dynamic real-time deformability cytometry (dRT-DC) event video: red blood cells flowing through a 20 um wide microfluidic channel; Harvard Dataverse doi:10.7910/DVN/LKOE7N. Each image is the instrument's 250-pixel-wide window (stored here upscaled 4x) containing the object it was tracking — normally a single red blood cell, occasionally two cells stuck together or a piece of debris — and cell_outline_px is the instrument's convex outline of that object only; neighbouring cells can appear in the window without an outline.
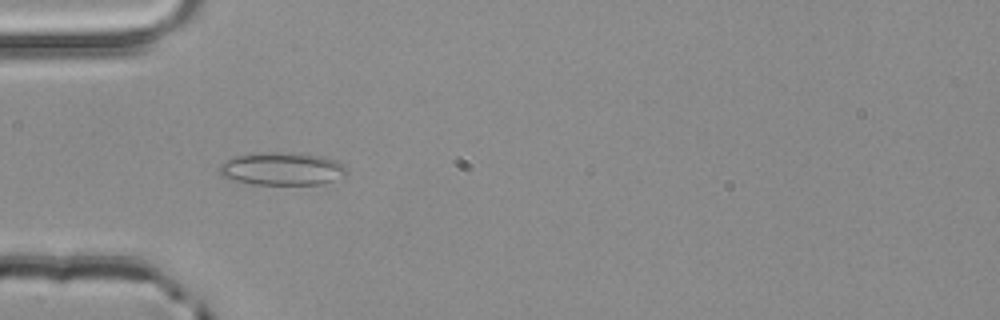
{"species": "common noctule bat (a hibernating species)", "species_latin": "Nyctalus noctula", "temperature_condition": "room temperature", "stored_images_in_passage": 3, "camera_frame_rate_fps": 3000, "um_per_image_px": 0.085, "animal": {"sex": "male", "body_mass_g": 20.4}, "frame": {"image": 1, "passage_image": 2, "time_ms": 0.333, "image_size_px": [1000, 320], "cell_outline_px": [[348, 172], [344, 176], [324, 184], [252, 184], [220, 176], [216, 172], [220, 164], [236, 156], [252, 152], [280, 152], [324, 156], [336, 160], [344, 164]], "centroid_in_image_um": [23.97, 14.34], "position_along_channel_um": 61.0, "area_um2": 24.62}}
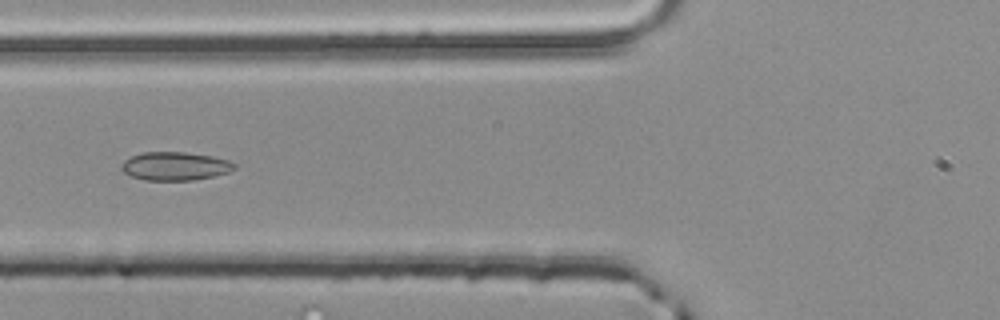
{"frame": {"image": 2, "passage_image": 3, "time_ms": 0.667, "image_size_px": [1000, 320], "cell_outline_px": [[236, 168], [228, 172], [216, 176], [192, 180], [144, 180], [132, 176], [124, 172], [120, 168], [120, 164], [124, 160], [132, 156], [144, 152], [184, 152], [212, 156], [228, 160], [236, 164]], "centroid_in_image_um": [14.88, 14.12], "position_along_channel_um": 110.9, "area_um2": 18.73}}